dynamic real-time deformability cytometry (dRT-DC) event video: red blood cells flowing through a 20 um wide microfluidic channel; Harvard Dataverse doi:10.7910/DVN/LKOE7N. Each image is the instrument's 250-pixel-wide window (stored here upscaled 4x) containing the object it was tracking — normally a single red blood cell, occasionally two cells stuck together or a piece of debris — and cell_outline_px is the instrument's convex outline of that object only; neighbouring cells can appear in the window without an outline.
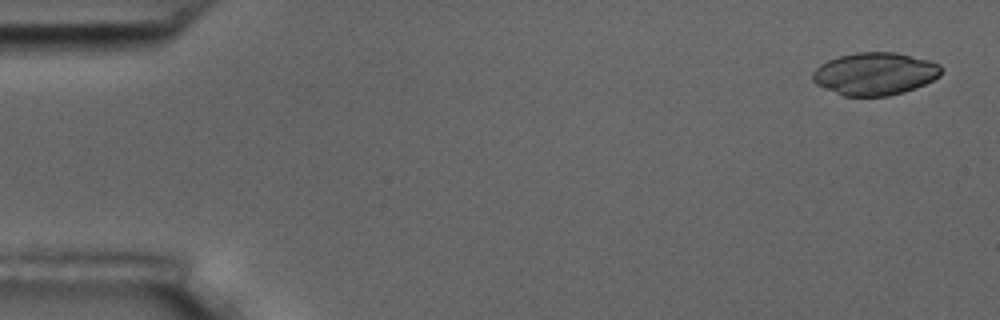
{"species": "common noctule bat (a hibernating species)", "species_latin": "Nyctalus noctula", "temperature_condition": "room temperature", "stored_images_in_passage": 5, "camera_frame_rate_fps": 3000, "um_per_image_px": 0.085, "animal": {"sex": "male", "body_mass_g": 17.5, "forearm_length_mm": 52.3}, "frame": {"image": 1, "passage_image": 1, "time_ms": 0.0, "image_size_px": [1000, 320], "cell_outline_px": [[940, 76], [916, 88], [904, 92], [888, 96], [844, 96], [824, 88], [816, 84], [812, 80], [812, 72], [820, 64], [828, 60], [840, 56], [856, 52], [896, 52], [928, 60], [940, 64]], "centroid_in_image_um": [74.34, 6.27], "position_along_channel_um": 10.7, "area_um2": 31.91}}